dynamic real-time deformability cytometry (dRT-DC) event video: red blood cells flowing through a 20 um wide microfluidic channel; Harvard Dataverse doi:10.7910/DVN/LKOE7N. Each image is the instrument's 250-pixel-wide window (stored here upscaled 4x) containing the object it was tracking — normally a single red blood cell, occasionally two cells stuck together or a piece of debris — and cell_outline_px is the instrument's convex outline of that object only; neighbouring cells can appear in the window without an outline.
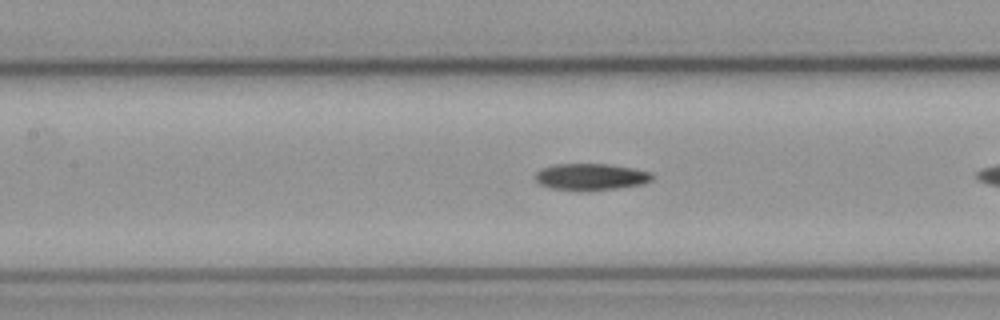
{"species": "common noctule bat (a hibernating species)", "species_latin": "Nyctalus noctula", "temperature_condition": "cold", "stored_images_in_passage": 34, "camera_frame_rate_fps": 3000, "um_per_image_px": 0.085, "animal": {"sex": "male", "body_mass_g": 23.1, "forearm_length_mm": 52.7}, "frame": {"image": 1, "passage_image": 9, "time_ms": 2.667, "image_size_px": [1000, 320], "cell_outline_px": [[652, 180], [644, 184], [616, 188], [552, 188], [540, 184], [536, 180], [536, 172], [540, 168], [556, 164], [608, 164], [632, 168], [652, 172]], "centroid_in_image_um": [50.25, 14.98], "position_along_channel_um": 157.1, "area_um2": 17.4}}
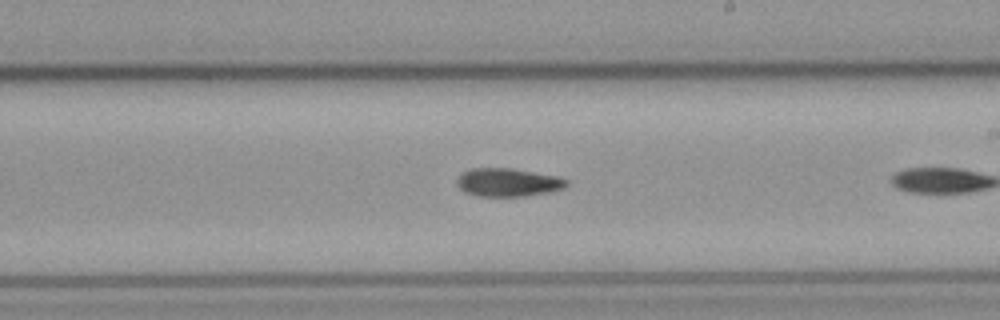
{"frame": {"image": 2, "passage_image": 16, "time_ms": 5.0, "image_size_px": [1000, 320], "cell_outline_px": [[568, 184], [564, 188], [548, 192], [524, 196], [480, 196], [464, 192], [456, 184], [456, 180], [464, 172], [472, 168], [512, 168], [552, 176], [568, 180]], "centroid_in_image_um": [43.14, 15.51], "position_along_channel_um": 245.9, "area_um2": 17.74}}
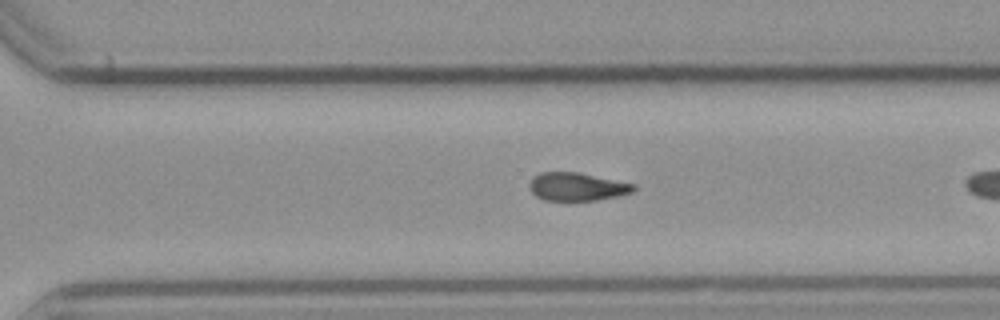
{"frame": {"image": 3, "passage_image": 22, "time_ms": 7.0, "image_size_px": [1000, 320], "cell_outline_px": [[636, 188], [632, 192], [616, 196], [596, 200], [544, 200], [536, 196], [528, 188], [528, 184], [540, 172], [576, 172], [636, 184]], "centroid_in_image_um": [49.03, 15.87], "position_along_channel_um": 321.6, "area_um2": 16.88}, "authors_computed_cell_mechanics": {"area_um2": 17.7446, "velocity_mm_per_s": 3.8038, "shape_relaxation_time_tau1_ms": 4.7242, "shape_relaxation_time_tau2_ms": 11.3013, "deformation_change_tau1": 0.1297, "deformation_change_tau2": 0.2285}}